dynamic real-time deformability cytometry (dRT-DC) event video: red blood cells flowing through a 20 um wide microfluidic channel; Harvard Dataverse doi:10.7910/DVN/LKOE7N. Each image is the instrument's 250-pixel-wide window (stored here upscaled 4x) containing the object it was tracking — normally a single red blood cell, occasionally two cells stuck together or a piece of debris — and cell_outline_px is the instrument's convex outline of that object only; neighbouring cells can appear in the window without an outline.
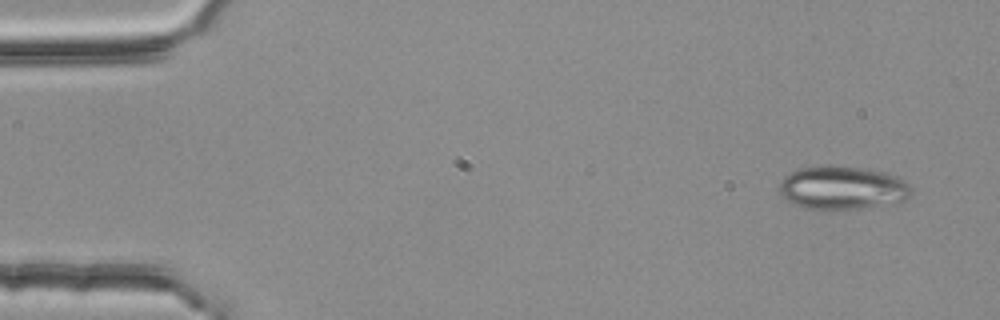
{"species": "common noctule bat (a hibernating species)", "species_latin": "Nyctalus noctula", "temperature_condition": "room temperature", "stored_images_in_passage": 5, "camera_frame_rate_fps": 3000, "um_per_image_px": 0.085, "animal": {"sex": "female", "body_mass_g": 25.1}, "frame": {"image": 1, "passage_image": 1, "time_ms": 0.0, "image_size_px": [1000, 320], "cell_outline_px": [[912, 192], [900, 204], [828, 212], [804, 208], [792, 204], [780, 196], [780, 184], [784, 176], [800, 168], [824, 164], [860, 168], [884, 172], [896, 176], [904, 180], [912, 188]], "centroid_in_image_um": [71.6, 16.01], "position_along_channel_um": 13.4, "area_um2": 34.45}}